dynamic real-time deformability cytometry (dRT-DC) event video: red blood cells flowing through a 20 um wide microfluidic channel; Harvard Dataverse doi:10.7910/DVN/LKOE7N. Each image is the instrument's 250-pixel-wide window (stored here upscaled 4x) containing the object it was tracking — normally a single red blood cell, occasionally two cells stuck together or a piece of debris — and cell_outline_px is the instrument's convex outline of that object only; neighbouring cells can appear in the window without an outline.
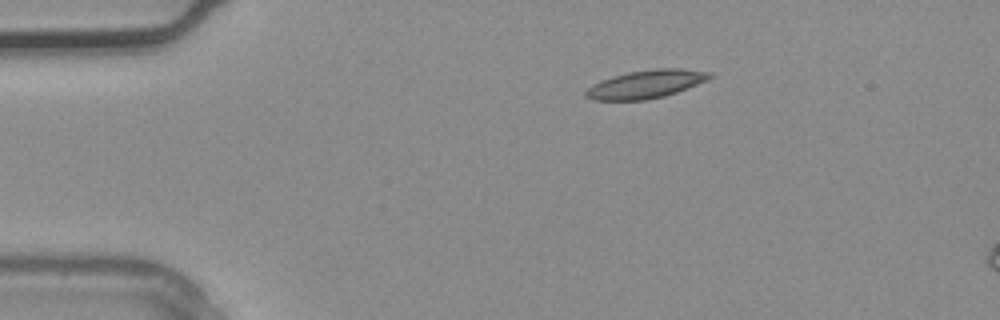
{"species": "common noctule bat (a hibernating species)", "species_latin": "Nyctalus noctula", "temperature_condition": "warm", "stored_images_in_passage": 3, "camera_frame_rate_fps": 3000, "um_per_image_px": 0.085, "animal": {"sex": "male", "body_mass_g": 20.4}, "frame": {"image": 1, "passage_image": 1, "time_ms": 0.0, "image_size_px": [1000, 320], "cell_outline_px": [[712, 76], [696, 84], [676, 92], [664, 96], [644, 100], [592, 100], [584, 96], [584, 92], [592, 84], [600, 80], [612, 76], [628, 72], [656, 68], [680, 68], [712, 72]], "centroid_in_image_um": [54.84, 7.15], "position_along_channel_um": 30.2, "area_um2": 20.23}}